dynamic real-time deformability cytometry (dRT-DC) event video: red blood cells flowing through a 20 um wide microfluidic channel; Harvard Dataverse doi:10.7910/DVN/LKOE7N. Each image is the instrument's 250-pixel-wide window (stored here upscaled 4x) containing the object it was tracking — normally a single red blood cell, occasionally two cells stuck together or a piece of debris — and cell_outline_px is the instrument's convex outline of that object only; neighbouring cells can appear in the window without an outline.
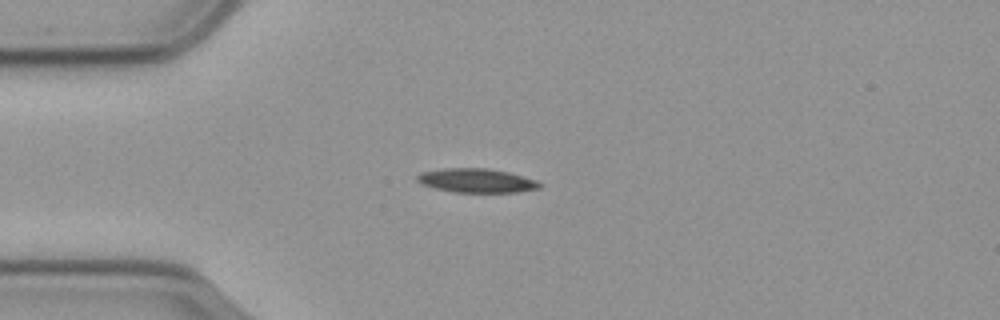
{"species": "common noctule bat (a hibernating species)", "species_latin": "Nyctalus noctula", "temperature_condition": "cold", "stored_images_in_passage": 38, "camera_frame_rate_fps": 3000, "um_per_image_px": 0.085, "animal": {"sex": "male", "body_mass_g": 23.1, "forearm_length_mm": 52.7}, "frame": {"image": 1, "passage_image": 1, "time_ms": 0.0, "image_size_px": [1000, 320], "cell_outline_px": [[540, 188], [516, 192], [452, 192], [420, 184], [416, 180], [416, 176], [420, 172], [444, 168], [488, 168], [508, 172], [536, 180], [540, 184]], "centroid_in_image_um": [40.45, 15.34], "position_along_channel_um": 44.5, "area_um2": 17.11}}
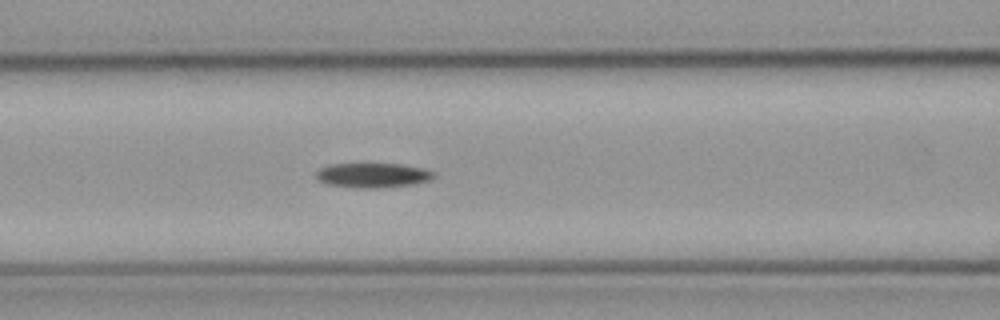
{"frame": {"image": 2, "passage_image": 10, "time_ms": 3.0, "image_size_px": [1000, 320], "cell_outline_px": [[436, 176], [428, 180], [416, 184], [376, 188], [356, 188], [328, 184], [316, 180], [316, 172], [320, 168], [332, 164], [400, 164], [424, 168], [436, 172]], "centroid_in_image_um": [31.7, 14.9], "position_along_channel_um": 134.9, "area_um2": 16.99}}
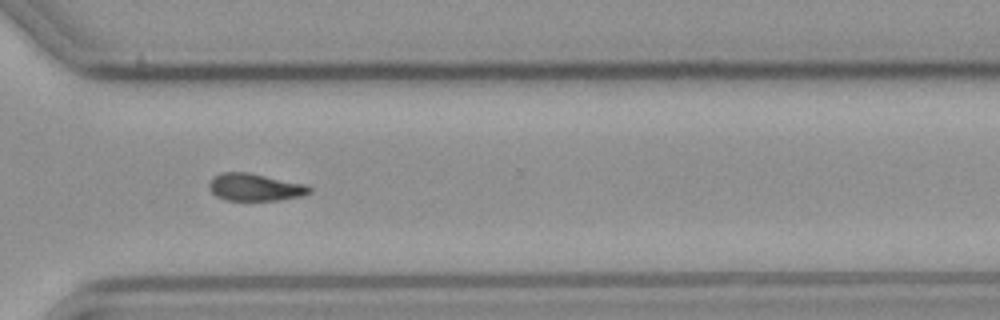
{"frame": {"image": 3, "passage_image": 28, "time_ms": 9.0, "image_size_px": [1000, 320], "cell_outline_px": [[312, 192], [304, 196], [280, 200], [224, 200], [216, 196], [208, 188], [208, 184], [212, 176], [220, 172], [248, 172], [304, 184], [312, 188]], "centroid_in_image_um": [21.65, 15.91], "position_along_channel_um": 348.9, "area_um2": 16.18}}